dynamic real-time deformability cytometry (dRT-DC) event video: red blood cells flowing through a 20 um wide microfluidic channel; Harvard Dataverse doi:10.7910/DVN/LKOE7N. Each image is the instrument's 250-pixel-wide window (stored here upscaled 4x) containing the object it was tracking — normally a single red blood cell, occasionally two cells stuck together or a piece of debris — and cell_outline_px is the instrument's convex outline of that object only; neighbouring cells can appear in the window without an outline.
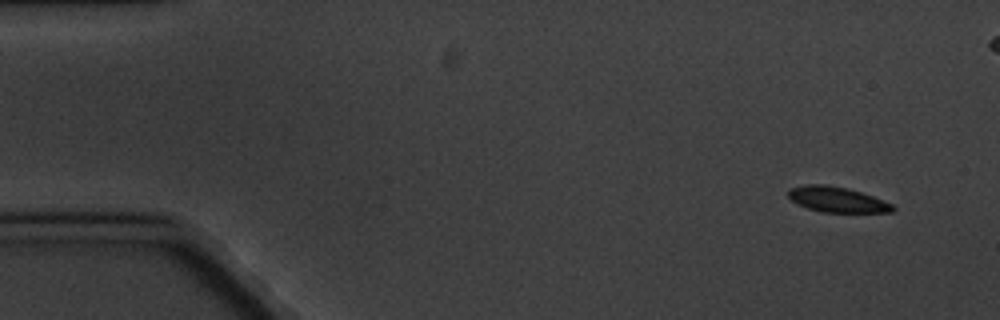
{"species": "common noctule bat (a hibernating species)", "species_latin": "Nyctalus noctula", "temperature_condition": "cold", "stored_images_in_passage": 7, "camera_frame_rate_fps": 3000, "um_per_image_px": 0.085, "animal": {"sex": "male", "body_mass_g": 20.1, "forearm_length_mm": 53.5}, "frame": {"image": 1, "passage_image": 1, "time_ms": 0.0, "image_size_px": [1000, 320], "cell_outline_px": [[896, 208], [892, 212], [820, 212], [808, 208], [792, 200], [788, 196], [788, 188], [808, 184], [824, 184], [848, 188], [872, 196], [892, 204]], "centroid_in_image_um": [71.14, 16.95], "position_along_channel_um": 13.9, "area_um2": 15.32}}
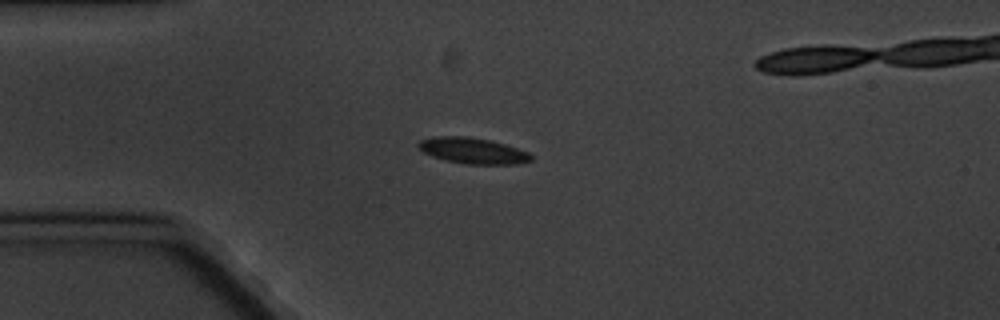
{"frame": {"image": 2, "passage_image": 4, "time_ms": 3.667, "image_size_px": [1000, 320], "cell_outline_px": [[532, 160], [516, 164], [468, 164], [444, 160], [432, 156], [424, 152], [416, 144], [420, 140], [436, 136], [468, 136], [488, 140], [504, 144], [528, 152], [532, 156]], "centroid_in_image_um": [40.17, 12.81], "position_along_channel_um": 44.8, "area_um2": 16.88}}